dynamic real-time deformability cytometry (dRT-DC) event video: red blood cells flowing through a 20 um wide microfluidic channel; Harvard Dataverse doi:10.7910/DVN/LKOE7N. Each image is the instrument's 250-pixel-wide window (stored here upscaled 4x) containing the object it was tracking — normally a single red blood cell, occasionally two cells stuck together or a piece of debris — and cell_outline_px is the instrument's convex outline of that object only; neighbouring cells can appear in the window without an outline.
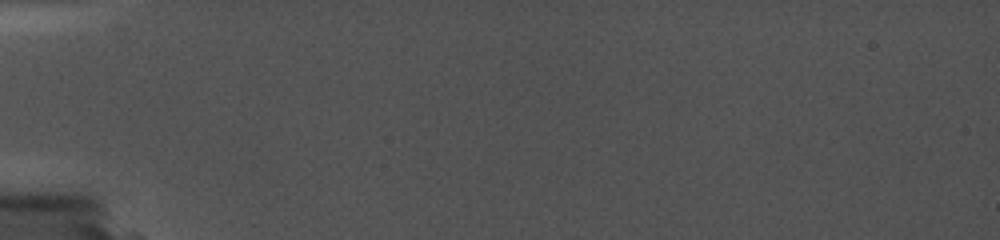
{"species": "common noctule bat (a hibernating species)", "species_latin": "Nyctalus noctula", "temperature_condition": "cold", "stored_images_in_passage": 4, "camera_frame_rate_fps": 5000, "um_per_image_px": 0.085, "animal": {"sex": "female", "body_mass_g": 19.0, "forearm_length_mm": 56.7}, "frame": {"image": 1, "passage_image": 4, "time_ms": 1.2, "image_size_px": [1000, 240], "cell_outline_px": [[688, 136], [664, 140], [628, 140], [540, 136], [532, 132], [532, 128], [556, 124], [656, 128], [688, 132]], "centroid_in_image_um": [51.66, 11.26], "position_along_channel_um": 33.3, "area_um2": 12.89}}